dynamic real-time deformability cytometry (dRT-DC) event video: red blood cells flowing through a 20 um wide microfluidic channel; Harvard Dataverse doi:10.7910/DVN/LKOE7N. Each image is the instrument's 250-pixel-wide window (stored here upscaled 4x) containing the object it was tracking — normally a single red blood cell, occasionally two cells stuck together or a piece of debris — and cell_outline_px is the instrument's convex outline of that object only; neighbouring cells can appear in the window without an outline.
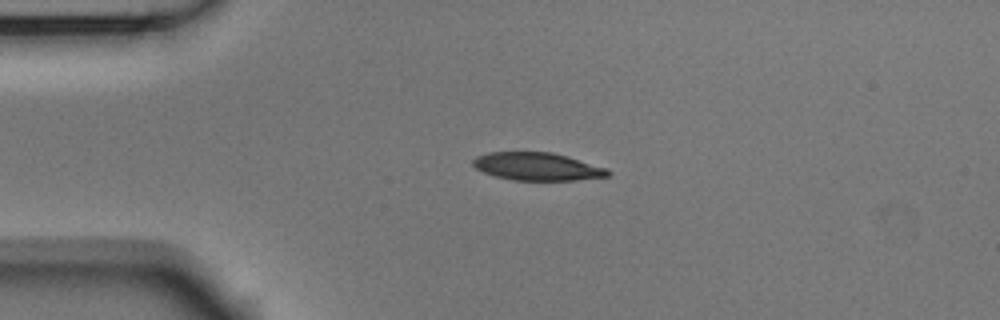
{"species": "Egyptian fruit bat (a non-hibernating species)", "species_latin": "Rousettus aegyptiacus", "temperature_condition": "room temperature", "stored_images_in_passage": 4, "camera_frame_rate_fps": 3000, "um_per_image_px": 0.085, "animal": {"sex": "male"}, "frame": {"image": 1, "passage_image": 2, "time_ms": 0.333, "image_size_px": [1000, 320], "cell_outline_px": [[612, 172], [608, 176], [576, 180], [512, 180], [496, 176], [484, 172], [476, 168], [472, 164], [472, 160], [476, 156], [488, 152], [552, 152], [568, 156], [608, 168]], "centroid_in_image_um": [45.69, 14.15], "position_along_channel_um": 39.3, "area_um2": 21.96}}
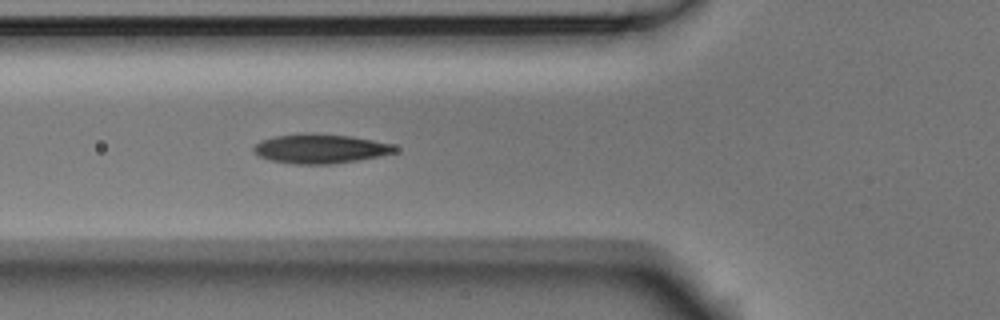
{"frame": {"image": 2, "passage_image": 4, "time_ms": 1.0, "image_size_px": [1000, 320], "cell_outline_px": [[400, 152], [380, 156], [332, 164], [292, 164], [272, 160], [256, 156], [252, 152], [252, 148], [260, 140], [276, 136], [300, 132], [312, 132], [352, 136], [392, 144], [400, 148]], "centroid_in_image_um": [27.22, 12.62], "position_along_channel_um": 98.6, "area_um2": 24.68}}